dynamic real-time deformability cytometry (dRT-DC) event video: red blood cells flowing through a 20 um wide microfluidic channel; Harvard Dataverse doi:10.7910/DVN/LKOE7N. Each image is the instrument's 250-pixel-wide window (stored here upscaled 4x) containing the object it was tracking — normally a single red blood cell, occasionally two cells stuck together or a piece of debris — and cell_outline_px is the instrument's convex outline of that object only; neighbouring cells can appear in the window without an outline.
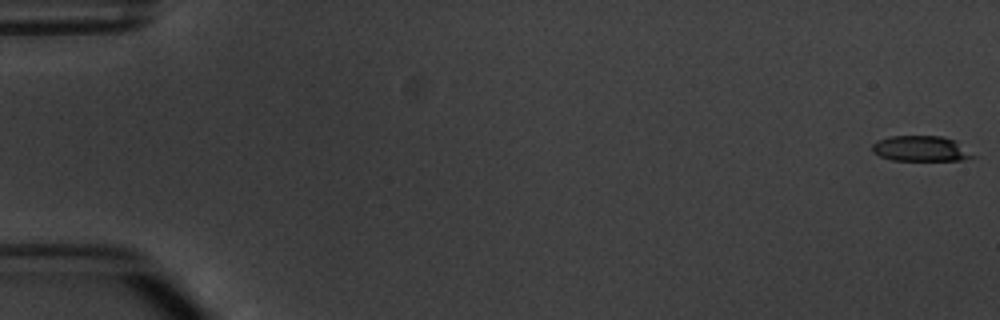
{"species": "common noctule bat (a hibernating species)", "species_latin": "Nyctalus noctula", "temperature_condition": "warm", "stored_images_in_passage": 5, "camera_frame_rate_fps": 3000, "um_per_image_px": 0.085, "animal": {"sex": "male", "body_mass_g": 20.1, "forearm_length_mm": 53.5}, "frame": {"image": 1, "passage_image": 1, "time_ms": 0.0, "image_size_px": [1000, 320], "cell_outline_px": [[976, 156], [964, 160], [892, 160], [880, 156], [872, 152], [872, 144], [880, 140], [892, 136], [944, 136], [956, 140]], "centroid_in_image_um": [78.3, 12.63], "position_along_channel_um": 6.7, "area_um2": 14.91}}
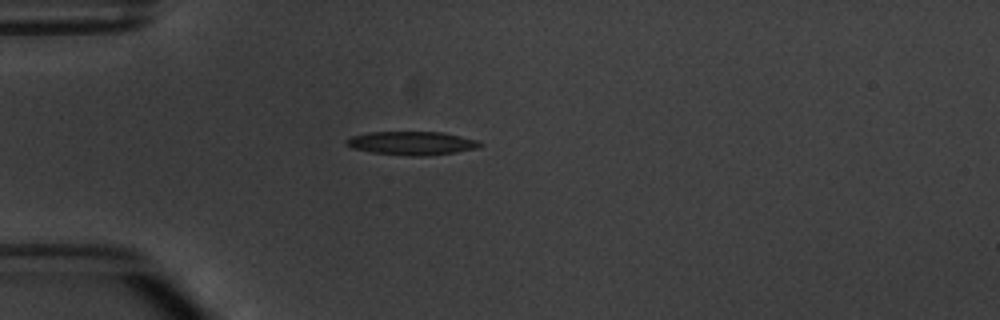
{"frame": {"image": 2, "passage_image": 5, "time_ms": 5.0, "image_size_px": [1000, 320], "cell_outline_px": [[484, 144], [476, 148], [456, 152], [428, 156], [408, 156], [372, 152], [352, 148], [344, 144], [344, 140], [352, 136], [368, 132], [440, 132], [460, 136], [476, 140]], "centroid_in_image_um": [34.96, 12.17], "position_along_channel_um": 50.0, "area_um2": 18.32}}